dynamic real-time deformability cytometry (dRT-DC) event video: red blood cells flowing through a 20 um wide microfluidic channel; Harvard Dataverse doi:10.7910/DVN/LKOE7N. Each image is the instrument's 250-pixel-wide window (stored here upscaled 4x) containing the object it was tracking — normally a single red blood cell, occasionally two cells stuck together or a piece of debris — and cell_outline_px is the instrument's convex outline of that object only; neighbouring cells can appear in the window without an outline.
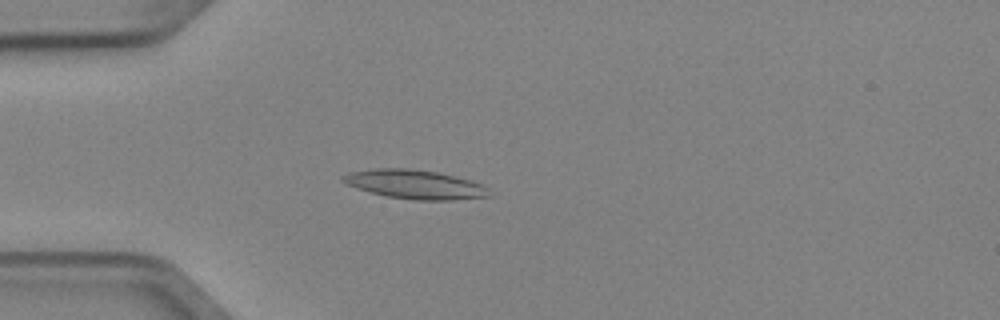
{"species": "Egyptian fruit bat (a non-hibernating species)", "species_latin": "Rousettus aegyptiacus", "temperature_condition": "cold", "stored_images_in_passage": 5, "camera_frame_rate_fps": 3000, "um_per_image_px": 0.085, "animal": {"sex": "female"}, "frame": {"image": 1, "passage_image": 5, "time_ms": 1.333, "image_size_px": [1000, 320], "cell_outline_px": [[492, 196], [452, 200], [416, 200], [388, 196], [356, 188], [340, 180], [340, 176], [348, 172], [376, 168], [408, 168], [436, 172], [468, 180], [480, 184], [488, 188]], "centroid_in_image_um": [35.24, 15.67], "position_along_channel_um": 49.8, "area_um2": 24.51}}